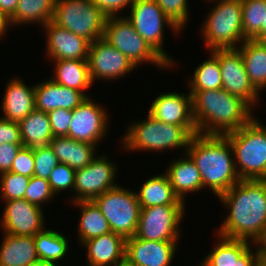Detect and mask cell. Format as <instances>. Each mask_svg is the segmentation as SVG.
Wrapping results in <instances>:
<instances>
[{"instance_id":"obj_1","label":"cell","mask_w":266,"mask_h":266,"mask_svg":"<svg viewBox=\"0 0 266 266\" xmlns=\"http://www.w3.org/2000/svg\"><path fill=\"white\" fill-rule=\"evenodd\" d=\"M217 198L229 210L217 235L260 245L266 241V180H240Z\"/></svg>"},{"instance_id":"obj_2","label":"cell","mask_w":266,"mask_h":266,"mask_svg":"<svg viewBox=\"0 0 266 266\" xmlns=\"http://www.w3.org/2000/svg\"><path fill=\"white\" fill-rule=\"evenodd\" d=\"M189 93L198 134L224 136L238 130L254 117L252 108L244 100L224 89Z\"/></svg>"},{"instance_id":"obj_3","label":"cell","mask_w":266,"mask_h":266,"mask_svg":"<svg viewBox=\"0 0 266 266\" xmlns=\"http://www.w3.org/2000/svg\"><path fill=\"white\" fill-rule=\"evenodd\" d=\"M186 153L196 164L202 189H211L217 197L241 179L236 171L232 145L225 136L196 134Z\"/></svg>"},{"instance_id":"obj_4","label":"cell","mask_w":266,"mask_h":266,"mask_svg":"<svg viewBox=\"0 0 266 266\" xmlns=\"http://www.w3.org/2000/svg\"><path fill=\"white\" fill-rule=\"evenodd\" d=\"M130 124L122 137L126 151H157L185 148L196 134V126H178L156 120L148 114L145 120Z\"/></svg>"},{"instance_id":"obj_5","label":"cell","mask_w":266,"mask_h":266,"mask_svg":"<svg viewBox=\"0 0 266 266\" xmlns=\"http://www.w3.org/2000/svg\"><path fill=\"white\" fill-rule=\"evenodd\" d=\"M232 145L241 180H266V125L253 117L236 131L224 135Z\"/></svg>"},{"instance_id":"obj_6","label":"cell","mask_w":266,"mask_h":266,"mask_svg":"<svg viewBox=\"0 0 266 266\" xmlns=\"http://www.w3.org/2000/svg\"><path fill=\"white\" fill-rule=\"evenodd\" d=\"M208 1L218 3L210 9L202 24L205 48L208 51L237 48V44L241 45L246 40L242 30L241 0Z\"/></svg>"},{"instance_id":"obj_7","label":"cell","mask_w":266,"mask_h":266,"mask_svg":"<svg viewBox=\"0 0 266 266\" xmlns=\"http://www.w3.org/2000/svg\"><path fill=\"white\" fill-rule=\"evenodd\" d=\"M106 20L92 0H55L52 21L90 43L103 38Z\"/></svg>"},{"instance_id":"obj_8","label":"cell","mask_w":266,"mask_h":266,"mask_svg":"<svg viewBox=\"0 0 266 266\" xmlns=\"http://www.w3.org/2000/svg\"><path fill=\"white\" fill-rule=\"evenodd\" d=\"M93 201L107 219L111 232L125 239L135 236L141 210L135 191L118 185Z\"/></svg>"},{"instance_id":"obj_9","label":"cell","mask_w":266,"mask_h":266,"mask_svg":"<svg viewBox=\"0 0 266 266\" xmlns=\"http://www.w3.org/2000/svg\"><path fill=\"white\" fill-rule=\"evenodd\" d=\"M103 39L121 51L136 67L147 62L161 67L162 70L171 68L139 35L125 16L107 17Z\"/></svg>"},{"instance_id":"obj_10","label":"cell","mask_w":266,"mask_h":266,"mask_svg":"<svg viewBox=\"0 0 266 266\" xmlns=\"http://www.w3.org/2000/svg\"><path fill=\"white\" fill-rule=\"evenodd\" d=\"M130 10L129 15L125 17L132 23L134 29L162 59L174 67L175 61L164 51L163 34L166 25L176 34L181 31L163 13L155 0H134Z\"/></svg>"},{"instance_id":"obj_11","label":"cell","mask_w":266,"mask_h":266,"mask_svg":"<svg viewBox=\"0 0 266 266\" xmlns=\"http://www.w3.org/2000/svg\"><path fill=\"white\" fill-rule=\"evenodd\" d=\"M185 208V205L141 208L135 236L147 241H178Z\"/></svg>"},{"instance_id":"obj_12","label":"cell","mask_w":266,"mask_h":266,"mask_svg":"<svg viewBox=\"0 0 266 266\" xmlns=\"http://www.w3.org/2000/svg\"><path fill=\"white\" fill-rule=\"evenodd\" d=\"M117 166L107 155L96 156L86 167L75 172L74 193L72 202L93 201L105 191L118 186L115 183Z\"/></svg>"},{"instance_id":"obj_13","label":"cell","mask_w":266,"mask_h":266,"mask_svg":"<svg viewBox=\"0 0 266 266\" xmlns=\"http://www.w3.org/2000/svg\"><path fill=\"white\" fill-rule=\"evenodd\" d=\"M219 61L222 89L244 100L252 109L260 100L246 73L241 54L237 48L210 50Z\"/></svg>"},{"instance_id":"obj_14","label":"cell","mask_w":266,"mask_h":266,"mask_svg":"<svg viewBox=\"0 0 266 266\" xmlns=\"http://www.w3.org/2000/svg\"><path fill=\"white\" fill-rule=\"evenodd\" d=\"M107 111L93 99L87 97L72 110L68 137L79 142L98 146L108 131ZM108 126V127H107Z\"/></svg>"},{"instance_id":"obj_15","label":"cell","mask_w":266,"mask_h":266,"mask_svg":"<svg viewBox=\"0 0 266 266\" xmlns=\"http://www.w3.org/2000/svg\"><path fill=\"white\" fill-rule=\"evenodd\" d=\"M87 61L92 82L120 79L137 68L121 51L103 38L90 43Z\"/></svg>"},{"instance_id":"obj_16","label":"cell","mask_w":266,"mask_h":266,"mask_svg":"<svg viewBox=\"0 0 266 266\" xmlns=\"http://www.w3.org/2000/svg\"><path fill=\"white\" fill-rule=\"evenodd\" d=\"M217 236V246L208 253L200 266H264L262 245ZM251 244L257 247L256 252H253Z\"/></svg>"},{"instance_id":"obj_17","label":"cell","mask_w":266,"mask_h":266,"mask_svg":"<svg viewBox=\"0 0 266 266\" xmlns=\"http://www.w3.org/2000/svg\"><path fill=\"white\" fill-rule=\"evenodd\" d=\"M1 229L4 233L20 236H35L44 230L45 217L41 207L26 199L5 201Z\"/></svg>"},{"instance_id":"obj_18","label":"cell","mask_w":266,"mask_h":266,"mask_svg":"<svg viewBox=\"0 0 266 266\" xmlns=\"http://www.w3.org/2000/svg\"><path fill=\"white\" fill-rule=\"evenodd\" d=\"M47 42L46 53L48 58L57 60H88L90 42L75 33L55 24L52 20L46 23Z\"/></svg>"},{"instance_id":"obj_19","label":"cell","mask_w":266,"mask_h":266,"mask_svg":"<svg viewBox=\"0 0 266 266\" xmlns=\"http://www.w3.org/2000/svg\"><path fill=\"white\" fill-rule=\"evenodd\" d=\"M178 241H147L136 236L126 239L125 258L134 266H171Z\"/></svg>"},{"instance_id":"obj_20","label":"cell","mask_w":266,"mask_h":266,"mask_svg":"<svg viewBox=\"0 0 266 266\" xmlns=\"http://www.w3.org/2000/svg\"><path fill=\"white\" fill-rule=\"evenodd\" d=\"M147 114L167 124L196 126L190 93L186 95L177 92H162L153 100Z\"/></svg>"},{"instance_id":"obj_21","label":"cell","mask_w":266,"mask_h":266,"mask_svg":"<svg viewBox=\"0 0 266 266\" xmlns=\"http://www.w3.org/2000/svg\"><path fill=\"white\" fill-rule=\"evenodd\" d=\"M86 98L82 92L60 85L51 78L35 85V109L42 112L57 108L73 110Z\"/></svg>"},{"instance_id":"obj_22","label":"cell","mask_w":266,"mask_h":266,"mask_svg":"<svg viewBox=\"0 0 266 266\" xmlns=\"http://www.w3.org/2000/svg\"><path fill=\"white\" fill-rule=\"evenodd\" d=\"M1 109L3 118L19 122L35 109V85L25 84L23 79L11 78L6 85Z\"/></svg>"},{"instance_id":"obj_23","label":"cell","mask_w":266,"mask_h":266,"mask_svg":"<svg viewBox=\"0 0 266 266\" xmlns=\"http://www.w3.org/2000/svg\"><path fill=\"white\" fill-rule=\"evenodd\" d=\"M88 266H112L125 259L126 239L110 232L84 241Z\"/></svg>"},{"instance_id":"obj_24","label":"cell","mask_w":266,"mask_h":266,"mask_svg":"<svg viewBox=\"0 0 266 266\" xmlns=\"http://www.w3.org/2000/svg\"><path fill=\"white\" fill-rule=\"evenodd\" d=\"M184 157L171 161L165 173L170 180L174 194L185 203L186 193L201 191L202 180L191 157L187 153Z\"/></svg>"},{"instance_id":"obj_25","label":"cell","mask_w":266,"mask_h":266,"mask_svg":"<svg viewBox=\"0 0 266 266\" xmlns=\"http://www.w3.org/2000/svg\"><path fill=\"white\" fill-rule=\"evenodd\" d=\"M58 162L77 170L86 167L96 157V146L76 141L67 136L54 137L50 143Z\"/></svg>"},{"instance_id":"obj_26","label":"cell","mask_w":266,"mask_h":266,"mask_svg":"<svg viewBox=\"0 0 266 266\" xmlns=\"http://www.w3.org/2000/svg\"><path fill=\"white\" fill-rule=\"evenodd\" d=\"M0 246V266H28L38 259L34 236L3 233Z\"/></svg>"},{"instance_id":"obj_27","label":"cell","mask_w":266,"mask_h":266,"mask_svg":"<svg viewBox=\"0 0 266 266\" xmlns=\"http://www.w3.org/2000/svg\"><path fill=\"white\" fill-rule=\"evenodd\" d=\"M237 49L250 82L260 93L266 89V46L259 40L246 39Z\"/></svg>"},{"instance_id":"obj_28","label":"cell","mask_w":266,"mask_h":266,"mask_svg":"<svg viewBox=\"0 0 266 266\" xmlns=\"http://www.w3.org/2000/svg\"><path fill=\"white\" fill-rule=\"evenodd\" d=\"M136 192L141 208L160 205H185L173 192L166 173L147 179Z\"/></svg>"},{"instance_id":"obj_29","label":"cell","mask_w":266,"mask_h":266,"mask_svg":"<svg viewBox=\"0 0 266 266\" xmlns=\"http://www.w3.org/2000/svg\"><path fill=\"white\" fill-rule=\"evenodd\" d=\"M54 82L70 89L82 92L90 97L84 90H88L93 82L89 73L88 61L85 60H57L54 61Z\"/></svg>"},{"instance_id":"obj_30","label":"cell","mask_w":266,"mask_h":266,"mask_svg":"<svg viewBox=\"0 0 266 266\" xmlns=\"http://www.w3.org/2000/svg\"><path fill=\"white\" fill-rule=\"evenodd\" d=\"M22 145L24 147H41L49 145L54 138L50 119L46 112L34 109L18 122Z\"/></svg>"},{"instance_id":"obj_31","label":"cell","mask_w":266,"mask_h":266,"mask_svg":"<svg viewBox=\"0 0 266 266\" xmlns=\"http://www.w3.org/2000/svg\"><path fill=\"white\" fill-rule=\"evenodd\" d=\"M73 205L81 209L77 228L79 244L111 232L107 219L94 201H78Z\"/></svg>"},{"instance_id":"obj_32","label":"cell","mask_w":266,"mask_h":266,"mask_svg":"<svg viewBox=\"0 0 266 266\" xmlns=\"http://www.w3.org/2000/svg\"><path fill=\"white\" fill-rule=\"evenodd\" d=\"M55 0H19L10 27L37 22L41 28L52 20Z\"/></svg>"},{"instance_id":"obj_33","label":"cell","mask_w":266,"mask_h":266,"mask_svg":"<svg viewBox=\"0 0 266 266\" xmlns=\"http://www.w3.org/2000/svg\"><path fill=\"white\" fill-rule=\"evenodd\" d=\"M36 253L38 259L48 262H57L67 255L69 241L58 231L52 229H44L34 236Z\"/></svg>"},{"instance_id":"obj_34","label":"cell","mask_w":266,"mask_h":266,"mask_svg":"<svg viewBox=\"0 0 266 266\" xmlns=\"http://www.w3.org/2000/svg\"><path fill=\"white\" fill-rule=\"evenodd\" d=\"M206 61L196 67L189 84L190 91L222 89L221 68L218 58L212 53Z\"/></svg>"},{"instance_id":"obj_35","label":"cell","mask_w":266,"mask_h":266,"mask_svg":"<svg viewBox=\"0 0 266 266\" xmlns=\"http://www.w3.org/2000/svg\"><path fill=\"white\" fill-rule=\"evenodd\" d=\"M242 30L246 39L261 41V28L265 25L266 0H241Z\"/></svg>"},{"instance_id":"obj_36","label":"cell","mask_w":266,"mask_h":266,"mask_svg":"<svg viewBox=\"0 0 266 266\" xmlns=\"http://www.w3.org/2000/svg\"><path fill=\"white\" fill-rule=\"evenodd\" d=\"M30 178L12 172L0 174V195L3 201L24 199Z\"/></svg>"},{"instance_id":"obj_37","label":"cell","mask_w":266,"mask_h":266,"mask_svg":"<svg viewBox=\"0 0 266 266\" xmlns=\"http://www.w3.org/2000/svg\"><path fill=\"white\" fill-rule=\"evenodd\" d=\"M55 194L53 193L51 186L47 179L41 177L32 176L29 180L24 199L29 203L37 205L43 208L41 204L48 203L50 199H53Z\"/></svg>"},{"instance_id":"obj_38","label":"cell","mask_w":266,"mask_h":266,"mask_svg":"<svg viewBox=\"0 0 266 266\" xmlns=\"http://www.w3.org/2000/svg\"><path fill=\"white\" fill-rule=\"evenodd\" d=\"M59 164L57 156L50 145L34 148V175L47 179L53 168Z\"/></svg>"},{"instance_id":"obj_39","label":"cell","mask_w":266,"mask_h":266,"mask_svg":"<svg viewBox=\"0 0 266 266\" xmlns=\"http://www.w3.org/2000/svg\"><path fill=\"white\" fill-rule=\"evenodd\" d=\"M163 13L182 31L189 17L188 0H155Z\"/></svg>"},{"instance_id":"obj_40","label":"cell","mask_w":266,"mask_h":266,"mask_svg":"<svg viewBox=\"0 0 266 266\" xmlns=\"http://www.w3.org/2000/svg\"><path fill=\"white\" fill-rule=\"evenodd\" d=\"M76 170L72 169L67 164L59 163L50 173L48 182L54 194H59L60 191L68 188L74 189Z\"/></svg>"},{"instance_id":"obj_41","label":"cell","mask_w":266,"mask_h":266,"mask_svg":"<svg viewBox=\"0 0 266 266\" xmlns=\"http://www.w3.org/2000/svg\"><path fill=\"white\" fill-rule=\"evenodd\" d=\"M34 168V148L22 146L12 162L10 172L32 177Z\"/></svg>"},{"instance_id":"obj_42","label":"cell","mask_w":266,"mask_h":266,"mask_svg":"<svg viewBox=\"0 0 266 266\" xmlns=\"http://www.w3.org/2000/svg\"><path fill=\"white\" fill-rule=\"evenodd\" d=\"M52 134L54 137H68L69 126L72 118V110L57 108L48 113Z\"/></svg>"},{"instance_id":"obj_43","label":"cell","mask_w":266,"mask_h":266,"mask_svg":"<svg viewBox=\"0 0 266 266\" xmlns=\"http://www.w3.org/2000/svg\"><path fill=\"white\" fill-rule=\"evenodd\" d=\"M22 144L18 122L0 117V144Z\"/></svg>"},{"instance_id":"obj_44","label":"cell","mask_w":266,"mask_h":266,"mask_svg":"<svg viewBox=\"0 0 266 266\" xmlns=\"http://www.w3.org/2000/svg\"><path fill=\"white\" fill-rule=\"evenodd\" d=\"M92 2L107 16L119 17V13L126 7H131L134 0H92Z\"/></svg>"},{"instance_id":"obj_45","label":"cell","mask_w":266,"mask_h":266,"mask_svg":"<svg viewBox=\"0 0 266 266\" xmlns=\"http://www.w3.org/2000/svg\"><path fill=\"white\" fill-rule=\"evenodd\" d=\"M22 146V144L12 143L0 144V174L10 172L12 162Z\"/></svg>"},{"instance_id":"obj_46","label":"cell","mask_w":266,"mask_h":266,"mask_svg":"<svg viewBox=\"0 0 266 266\" xmlns=\"http://www.w3.org/2000/svg\"><path fill=\"white\" fill-rule=\"evenodd\" d=\"M19 0H0V11L9 20L15 13Z\"/></svg>"},{"instance_id":"obj_47","label":"cell","mask_w":266,"mask_h":266,"mask_svg":"<svg viewBox=\"0 0 266 266\" xmlns=\"http://www.w3.org/2000/svg\"><path fill=\"white\" fill-rule=\"evenodd\" d=\"M10 26L9 20L4 16V14L0 11V39L4 37L7 33L6 31L9 29Z\"/></svg>"},{"instance_id":"obj_48","label":"cell","mask_w":266,"mask_h":266,"mask_svg":"<svg viewBox=\"0 0 266 266\" xmlns=\"http://www.w3.org/2000/svg\"><path fill=\"white\" fill-rule=\"evenodd\" d=\"M28 266H60L58 264H55L53 262H48L43 259H37L30 263Z\"/></svg>"},{"instance_id":"obj_49","label":"cell","mask_w":266,"mask_h":266,"mask_svg":"<svg viewBox=\"0 0 266 266\" xmlns=\"http://www.w3.org/2000/svg\"><path fill=\"white\" fill-rule=\"evenodd\" d=\"M112 266H134L132 265L126 258L122 260L121 262L115 263Z\"/></svg>"},{"instance_id":"obj_50","label":"cell","mask_w":266,"mask_h":266,"mask_svg":"<svg viewBox=\"0 0 266 266\" xmlns=\"http://www.w3.org/2000/svg\"><path fill=\"white\" fill-rule=\"evenodd\" d=\"M266 36V18H265V25H262L261 28V40Z\"/></svg>"},{"instance_id":"obj_51","label":"cell","mask_w":266,"mask_h":266,"mask_svg":"<svg viewBox=\"0 0 266 266\" xmlns=\"http://www.w3.org/2000/svg\"><path fill=\"white\" fill-rule=\"evenodd\" d=\"M263 247V255L266 257V241L262 244Z\"/></svg>"},{"instance_id":"obj_52","label":"cell","mask_w":266,"mask_h":266,"mask_svg":"<svg viewBox=\"0 0 266 266\" xmlns=\"http://www.w3.org/2000/svg\"><path fill=\"white\" fill-rule=\"evenodd\" d=\"M261 42L266 46V36L261 40Z\"/></svg>"},{"instance_id":"obj_53","label":"cell","mask_w":266,"mask_h":266,"mask_svg":"<svg viewBox=\"0 0 266 266\" xmlns=\"http://www.w3.org/2000/svg\"><path fill=\"white\" fill-rule=\"evenodd\" d=\"M264 266H266V257H264Z\"/></svg>"}]
</instances>
